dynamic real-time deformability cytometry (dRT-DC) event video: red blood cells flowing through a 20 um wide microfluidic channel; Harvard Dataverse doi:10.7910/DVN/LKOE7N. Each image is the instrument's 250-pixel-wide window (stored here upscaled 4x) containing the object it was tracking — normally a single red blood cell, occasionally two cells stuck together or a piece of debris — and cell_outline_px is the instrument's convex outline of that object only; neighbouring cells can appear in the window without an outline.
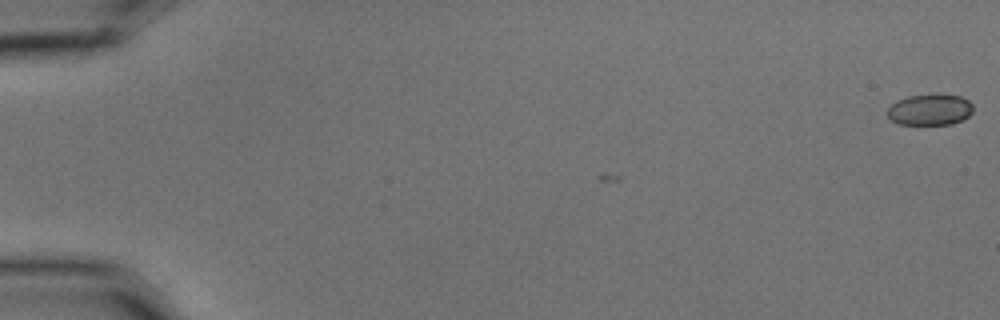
{"species": "common noctule bat (a hibernating species)", "species_latin": "Nyctalus noctula", "temperature_condition": "cold", "stored_images_in_passage": 2, "camera_frame_rate_fps": 3000, "um_per_image_px": 0.085, "animal": {"sex": "male", "body_mass_g": 15.6}, "frame": {"image": 1, "passage_image": 2, "time_ms": 0.333, "image_size_px": [1000, 320], "cell_outline_px": [[972, 112], [968, 116], [952, 124], [900, 124], [892, 120], [888, 116], [888, 108], [896, 100], [908, 96], [936, 92], [960, 96], [968, 100], [972, 104]], "centroid_in_image_um": [79.05, 9.28], "position_along_channel_um": 6.0, "area_um2": 15.78}}